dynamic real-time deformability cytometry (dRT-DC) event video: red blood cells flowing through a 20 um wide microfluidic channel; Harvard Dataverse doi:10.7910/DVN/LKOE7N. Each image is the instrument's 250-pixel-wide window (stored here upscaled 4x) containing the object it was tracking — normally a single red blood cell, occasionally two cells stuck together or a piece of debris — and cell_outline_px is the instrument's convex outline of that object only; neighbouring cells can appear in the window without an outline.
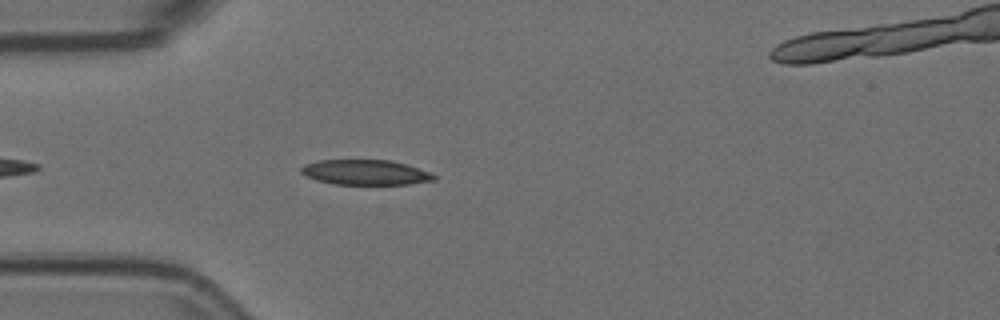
{"species": "Egyptian fruit bat (a non-hibernating species)", "species_latin": "Rousettus aegyptiacus", "temperature_condition": "room temperature", "stored_images_in_passage": 5, "camera_frame_rate_fps": 3000, "um_per_image_px": 0.085, "animal": {"sex": "female"}, "frame": {"image": 1, "passage_image": 4, "time_ms": 1.0, "image_size_px": [1000, 320], "cell_outline_px": [[436, 180], [408, 184], [332, 184], [316, 180], [304, 176], [300, 172], [300, 168], [304, 164], [320, 160], [388, 160], [404, 164], [428, 172], [436, 176]], "centroid_in_image_um": [30.99, 14.65], "position_along_channel_um": 54.0, "area_um2": 19.31}}